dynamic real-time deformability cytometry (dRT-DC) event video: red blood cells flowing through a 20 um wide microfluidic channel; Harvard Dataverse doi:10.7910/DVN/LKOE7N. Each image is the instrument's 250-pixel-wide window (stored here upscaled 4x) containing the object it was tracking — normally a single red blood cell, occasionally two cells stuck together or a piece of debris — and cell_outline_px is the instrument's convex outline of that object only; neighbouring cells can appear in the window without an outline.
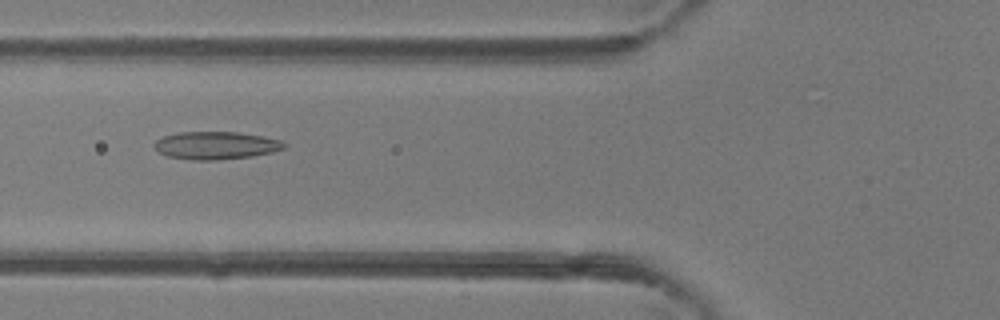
{"species": "common noctule bat (a hibernating species)", "species_latin": "Nyctalus noctula", "temperature_condition": "room temperature", "stored_images_in_passage": 30, "camera_frame_rate_fps": 3000, "um_per_image_px": 0.085, "animal": {"sex": "female"}, "frame": {"image": 1, "passage_image": 3, "time_ms": 0.667, "image_size_px": [1000, 320], "cell_outline_px": [[288, 144], [284, 148], [272, 152], [252, 156], [216, 160], [192, 160], [168, 156], [160, 152], [152, 144], [156, 140], [164, 136], [180, 132], [236, 132], [260, 136], [280, 140]], "centroid_in_image_um": [18.35, 12.36], "position_along_channel_um": 107.5, "area_um2": 20.81}}
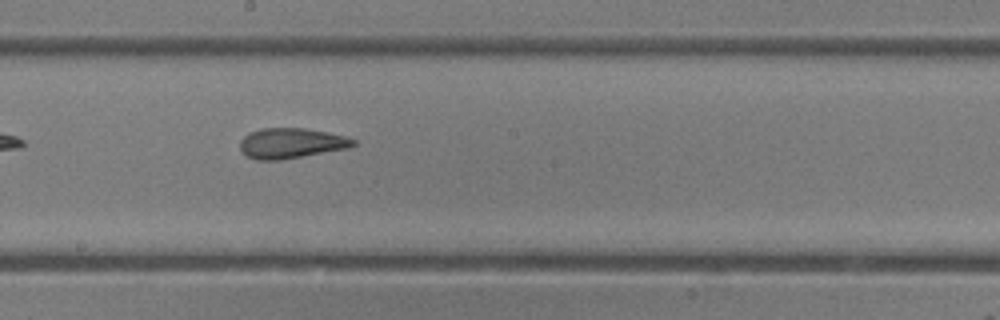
{"frame": {"image": 2, "passage_image": 11, "time_ms": 3.333, "image_size_px": [1000, 320], "cell_outline_px": [[356, 144], [348, 148], [280, 160], [256, 160], [248, 156], [240, 148], [240, 140], [248, 132], [260, 128], [304, 128], [348, 136], [356, 140]], "centroid_in_image_um": [24.75, 12.16], "position_along_channel_um": 223.5, "area_um2": 20.0}}
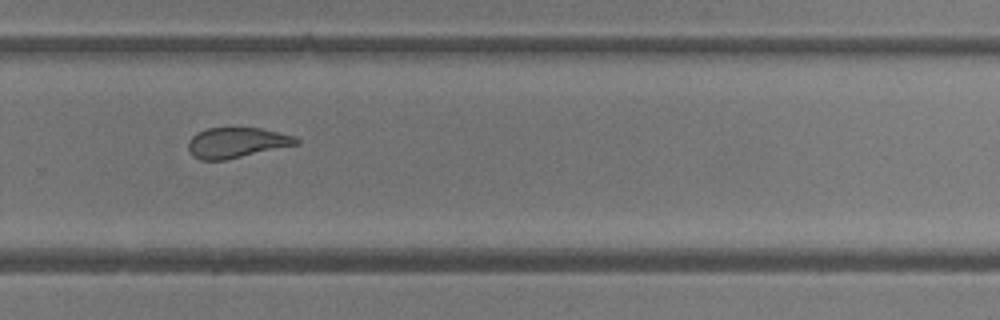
{"frame": {"image": 3, "passage_image": 17, "time_ms": 5.333, "image_size_px": [1000, 320], "cell_outline_px": [[300, 144], [224, 160], [200, 160], [192, 156], [188, 148], [188, 140], [196, 132], [208, 128], [260, 128], [292, 136], [300, 140]], "centroid_in_image_um": [20.07, 12.13], "position_along_channel_um": 309.7, "area_um2": 19.02}}